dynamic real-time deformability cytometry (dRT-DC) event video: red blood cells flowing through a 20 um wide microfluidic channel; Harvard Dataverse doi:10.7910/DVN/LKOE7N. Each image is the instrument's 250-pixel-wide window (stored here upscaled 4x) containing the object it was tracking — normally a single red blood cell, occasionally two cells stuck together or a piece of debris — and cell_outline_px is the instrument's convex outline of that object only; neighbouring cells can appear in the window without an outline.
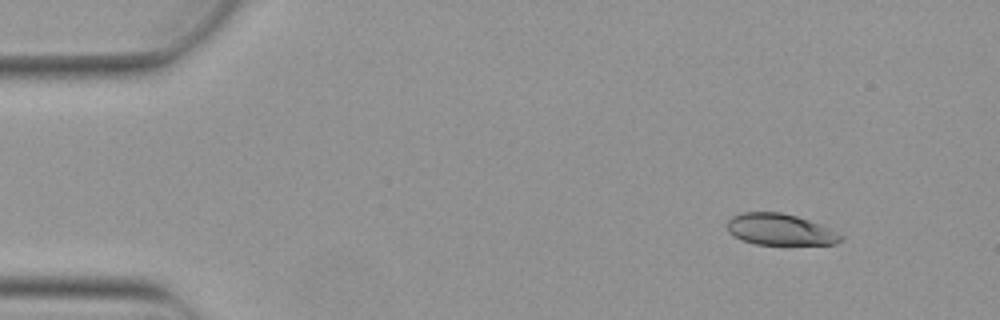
{"species": "Egyptian fruit bat (a non-hibernating species)", "species_latin": "Rousettus aegyptiacus", "temperature_condition": "warm", "stored_images_in_passage": 6, "camera_frame_rate_fps": 3000, "um_per_image_px": 0.085, "animal": {"sex": "female"}, "frame": {"image": 1, "passage_image": 2, "time_ms": 0.333, "image_size_px": [1000, 320], "cell_outline_px": [[844, 240], [836, 244], [756, 244], [732, 236], [728, 232], [728, 220], [732, 216], [740, 212], [780, 212], [796, 216], [820, 224], [844, 236]], "centroid_in_image_um": [66.3, 19.5], "position_along_channel_um": 18.7, "area_um2": 20.69}}
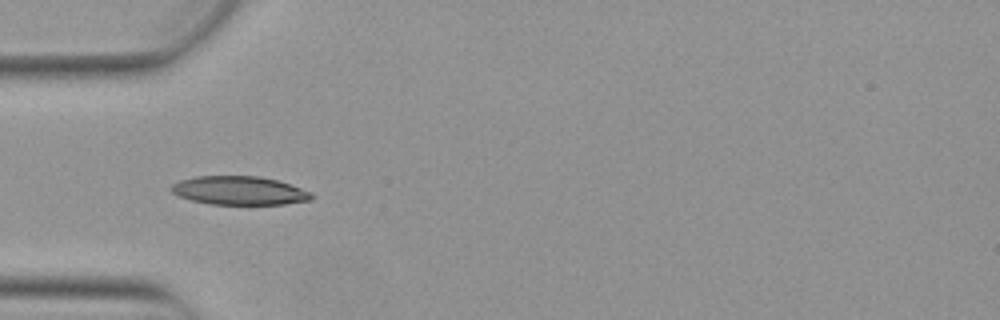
{"frame": {"image": 2, "passage_image": 5, "time_ms": 1.333, "image_size_px": [1000, 320], "cell_outline_px": [[316, 196], [312, 200], [284, 204], [208, 204], [192, 200], [180, 196], [172, 192], [168, 188], [172, 184], [180, 180], [196, 176], [260, 176], [276, 180], [312, 192]], "centroid_in_image_um": [20.35, 16.2], "position_along_channel_um": 64.7, "area_um2": 23.41}}
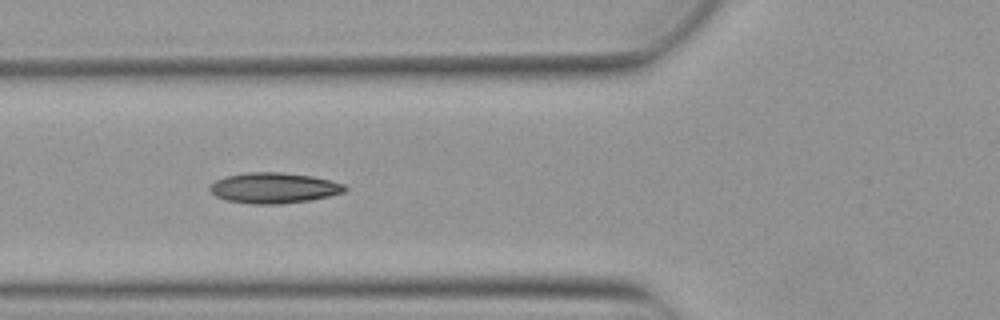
{"frame": {"image": 3, "passage_image": 6, "time_ms": 1.667, "image_size_px": [1000, 320], "cell_outline_px": [[348, 188], [344, 192], [328, 196], [308, 200], [280, 204], [252, 204], [228, 200], [216, 196], [208, 188], [216, 180], [228, 176], [248, 172], [280, 172], [312, 176], [344, 184]], "centroid_in_image_um": [23.28, 15.97], "position_along_channel_um": 102.5, "area_um2": 23.76}}